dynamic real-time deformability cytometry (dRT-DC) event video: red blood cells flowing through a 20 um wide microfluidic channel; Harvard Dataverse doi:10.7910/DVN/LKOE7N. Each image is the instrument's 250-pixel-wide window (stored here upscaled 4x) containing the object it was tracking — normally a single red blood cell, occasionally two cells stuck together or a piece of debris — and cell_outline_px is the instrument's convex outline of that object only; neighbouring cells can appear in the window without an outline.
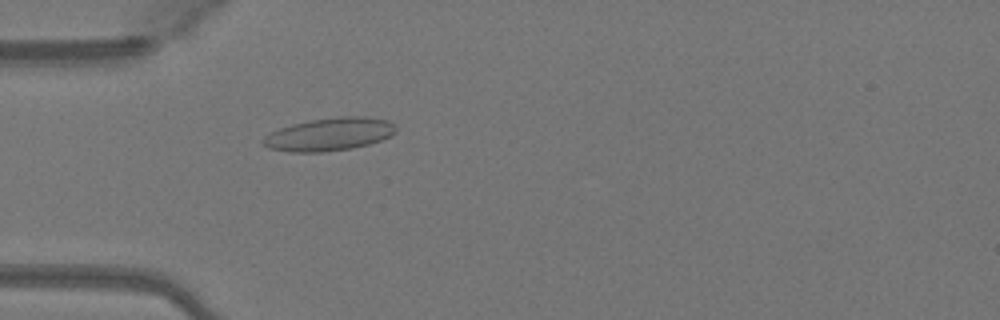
{"species": "Egyptian fruit bat (a non-hibernating species)", "species_latin": "Rousettus aegyptiacus", "temperature_condition": "warm", "stored_images_in_passage": 46, "camera_frame_rate_fps": 3000, "um_per_image_px": 0.085, "animal": {"sex": "female"}, "frame": {"image": 1, "passage_image": 12, "time_ms": 3.667, "image_size_px": [1000, 320], "cell_outline_px": [[396, 132], [392, 136], [368, 144], [352, 148], [320, 152], [288, 152], [268, 148], [260, 144], [260, 140], [264, 136], [280, 128], [292, 124], [312, 120], [340, 116], [364, 116], [388, 120], [396, 128]], "centroid_in_image_um": [27.96, 11.42], "position_along_channel_um": 57.0, "area_um2": 25.55}}
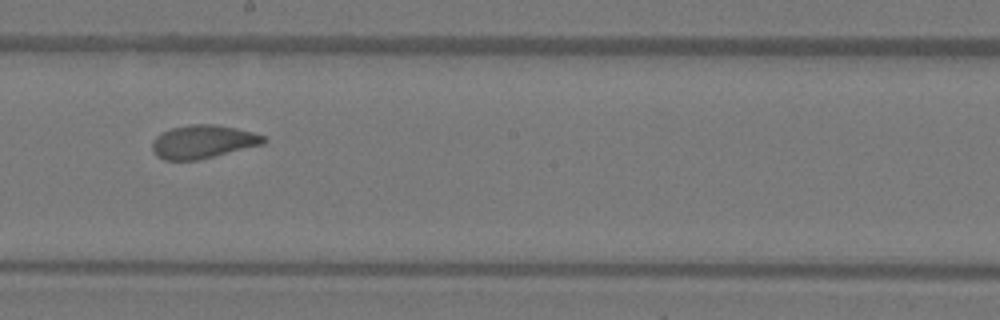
{"frame": {"image": 2, "passage_image": 25, "time_ms": 8.0, "image_size_px": [1000, 320], "cell_outline_px": [[268, 140], [264, 144], [196, 160], [164, 160], [156, 156], [152, 148], [152, 144], [156, 136], [172, 128], [188, 124], [216, 124], [236, 128], [252, 132], [264, 136]], "centroid_in_image_um": [17.26, 12.04], "position_along_channel_um": 230.9, "area_um2": 21.5}}
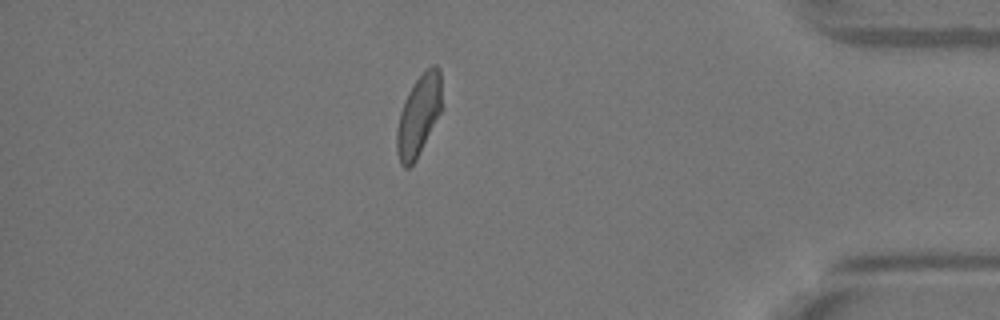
{"frame": {"image": 3, "passage_image": 40, "time_ms": 13.0, "image_size_px": [1000, 320], "cell_outline_px": [[444, 108], [416, 160], [408, 168], [404, 168], [400, 164], [396, 152], [396, 132], [400, 112], [404, 100], [408, 92], [416, 80], [432, 64], [436, 64], [440, 68]], "centroid_in_image_um": [35.62, 9.81], "position_along_channel_um": 399.6, "area_um2": 21.85}, "authors_computed_cell_mechanics": {"area_um2": 21.7906, "velocity_mm_per_s": 4.1152, "shape_relaxation_time_tau1_ms": 4.7987, "shape_relaxation_time_tau2_ms": 1.2344, "deformation_change_tau1": 0.1562, "deformation_change_tau2": 0.0707}}